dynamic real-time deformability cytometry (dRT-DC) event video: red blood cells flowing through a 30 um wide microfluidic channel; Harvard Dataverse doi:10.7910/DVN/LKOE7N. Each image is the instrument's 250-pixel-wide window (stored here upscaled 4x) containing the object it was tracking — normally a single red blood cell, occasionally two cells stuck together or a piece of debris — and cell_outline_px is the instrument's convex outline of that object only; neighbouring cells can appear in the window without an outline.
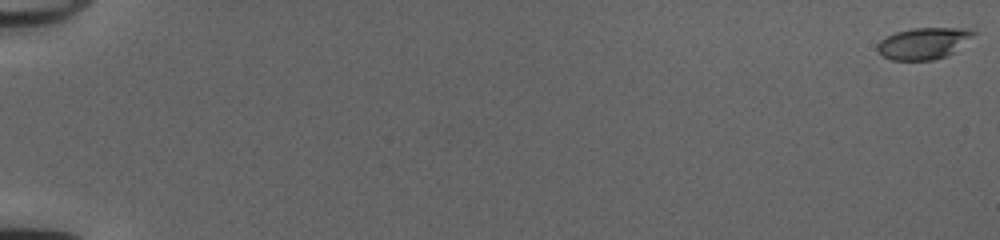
{"species": "common noctule bat (a hibernating species)", "species_latin": "Nyctalus noctula", "temperature_condition": "cold", "stored_images_in_passage": 54, "camera_frame_rate_fps": 3000, "um_per_image_px": 0.085, "animal": {"sex": "female", "body_mass_g": 20.0, "forearm_length_mm": 54.0}, "frame": {"image": 1, "passage_image": 1, "time_ms": 0.0, "image_size_px": [1000, 240], "cell_outline_px": [[980, 32], [952, 52], [944, 56], [932, 60], [892, 60], [884, 56], [876, 48], [876, 44], [880, 40], [896, 32], [912, 28], [964, 28]], "centroid_in_image_um": [78.51, 3.67], "position_along_channel_um": 6.5, "area_um2": 17.51}}
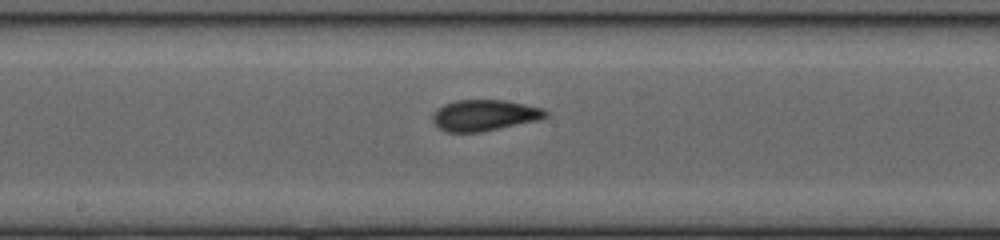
{"frame": {"image": 2, "passage_image": 31, "time_ms": 10.0, "image_size_px": [1000, 240], "cell_outline_px": [[548, 116], [536, 120], [480, 132], [444, 132], [432, 120], [432, 116], [436, 108], [444, 104], [456, 100], [504, 100], [524, 104], [540, 108], [548, 112]], "centroid_in_image_um": [41.12, 9.79], "position_along_channel_um": 207.1, "area_um2": 20.23}}
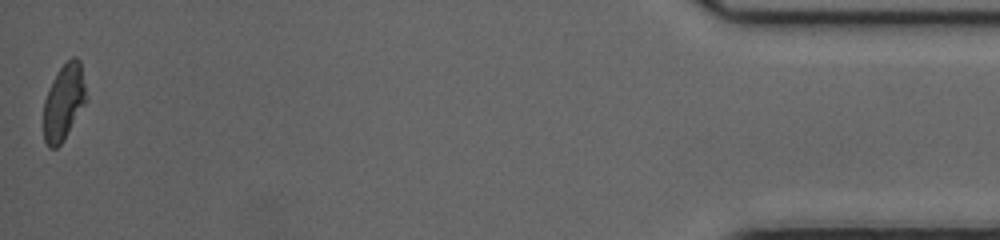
{"frame": {"image": 3, "passage_image": 53, "time_ms": 17.333, "image_size_px": [1000, 240], "cell_outline_px": [[88, 100], [64, 140], [56, 148], [48, 148], [44, 140], [44, 100], [52, 80], [60, 68], [72, 56], [76, 56], [80, 60]], "centroid_in_image_um": [5.44, 8.68], "position_along_channel_um": 429.8, "area_um2": 19.07}}